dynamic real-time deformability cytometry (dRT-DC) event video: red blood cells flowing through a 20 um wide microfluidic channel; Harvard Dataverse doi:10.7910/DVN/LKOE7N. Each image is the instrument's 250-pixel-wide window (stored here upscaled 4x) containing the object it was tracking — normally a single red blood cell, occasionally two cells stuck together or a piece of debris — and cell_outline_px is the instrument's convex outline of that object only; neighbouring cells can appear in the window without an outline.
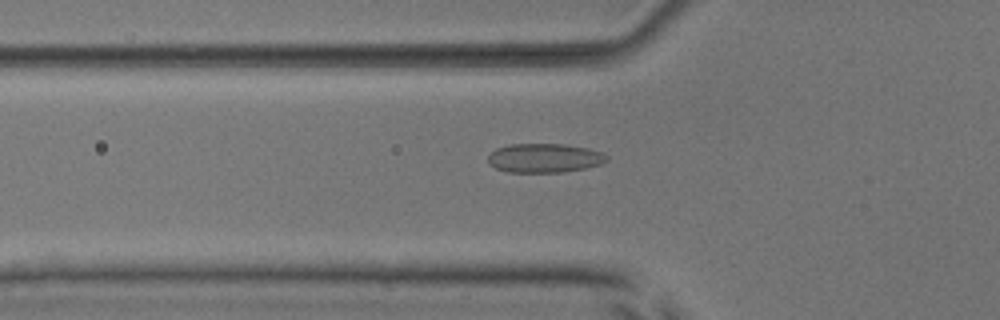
{"species": "common noctule bat (a hibernating species)", "species_latin": "Nyctalus noctula", "temperature_condition": "room temperature", "stored_images_in_passage": 36, "camera_frame_rate_fps": 3000, "um_per_image_px": 0.085, "animal": {"sex": "male", "body_mass_g": 17.9, "forearm_length_mm": 54.2}, "frame": {"image": 1, "passage_image": 3, "time_ms": 0.667, "image_size_px": [1000, 320], "cell_outline_px": [[608, 160], [600, 164], [584, 168], [564, 172], [508, 172], [496, 168], [488, 164], [488, 156], [496, 148], [508, 144], [564, 144], [588, 148], [604, 152], [608, 156]], "centroid_in_image_um": [46.28, 13.43], "position_along_channel_um": 79.5, "area_um2": 20.23}}
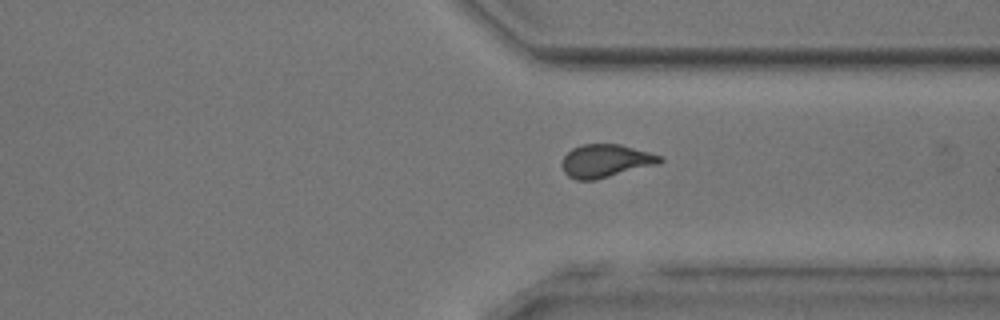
{"frame": {"image": 2, "passage_image": 24, "time_ms": 7.667, "image_size_px": [1000, 320], "cell_outline_px": [[664, 160], [660, 164], [596, 180], [576, 180], [568, 176], [564, 172], [564, 156], [572, 148], [580, 144], [620, 144], [648, 152], [660, 156]], "centroid_in_image_um": [51.51, 13.68], "position_along_channel_um": 359.9, "area_um2": 18.84}}
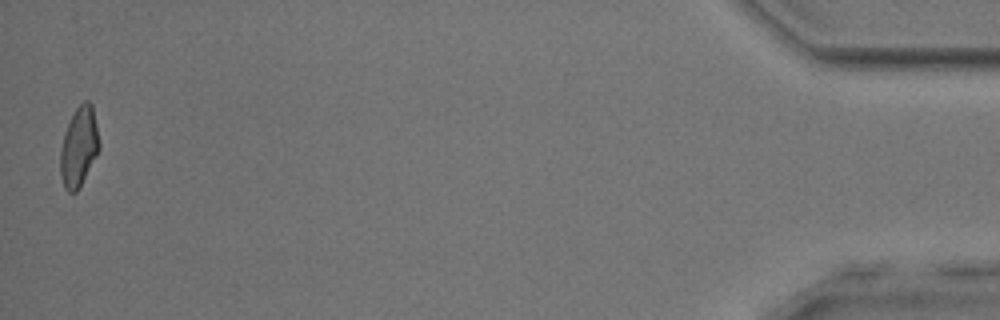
{"frame": {"image": 3, "passage_image": 36, "time_ms": 11.667, "image_size_px": [1000, 320], "cell_outline_px": [[100, 148], [96, 156], [76, 192], [68, 192], [64, 188], [60, 176], [60, 152], [64, 132], [76, 108], [84, 100], [88, 100], [92, 104], [100, 144]], "centroid_in_image_um": [6.7, 12.47], "position_along_channel_um": 428.5, "area_um2": 17.86}, "authors_computed_cell_mechanics": {"area_um2": 18.6116, "velocity_mm_per_s": 4.0036, "shape_relaxation_time_tau1_ms": null, "shape_relaxation_time_tau2_ms": 1.4751, "deformation_change_tau1": null, "deformation_change_tau2": 0.069}}